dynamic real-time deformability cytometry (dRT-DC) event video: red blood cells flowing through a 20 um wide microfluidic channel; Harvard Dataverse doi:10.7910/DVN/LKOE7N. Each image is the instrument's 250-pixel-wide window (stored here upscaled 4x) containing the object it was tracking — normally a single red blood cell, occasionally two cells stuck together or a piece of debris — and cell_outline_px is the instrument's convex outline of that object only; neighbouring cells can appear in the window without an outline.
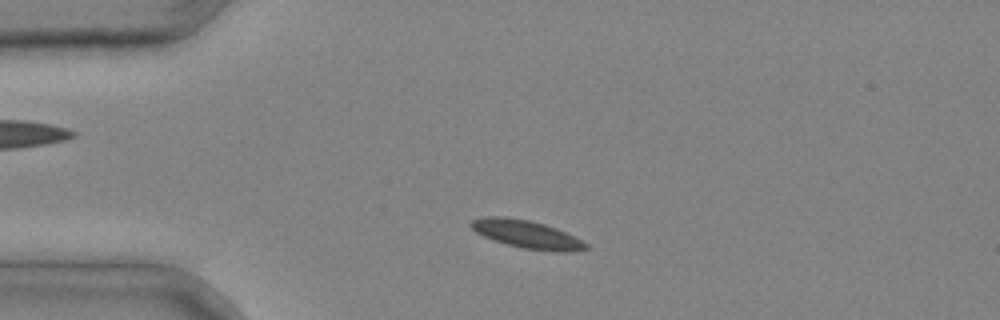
{"species": "common noctule bat (a hibernating species)", "species_latin": "Nyctalus noctula", "temperature_condition": "cold", "stored_images_in_passage": 1, "camera_frame_rate_fps": 3000, "um_per_image_px": 0.085, "animal": {"sex": "male", "body_mass_g": 20.4}, "frame": {"image": 1, "passage_image": 1, "time_ms": 0.0, "image_size_px": [1000, 320], "cell_outline_px": [[588, 248], [572, 252], [556, 252], [524, 248], [492, 240], [476, 232], [468, 224], [472, 220], [488, 216], [504, 216], [528, 220], [544, 224], [556, 228], [588, 244]], "centroid_in_image_um": [44.75, 19.91], "position_along_channel_um": 40.2, "area_um2": 18.5}}